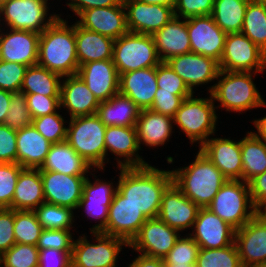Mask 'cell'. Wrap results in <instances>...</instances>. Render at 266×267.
I'll return each mask as SVG.
<instances>
[{"label":"cell","instance_id":"obj_1","mask_svg":"<svg viewBox=\"0 0 266 267\" xmlns=\"http://www.w3.org/2000/svg\"><path fill=\"white\" fill-rule=\"evenodd\" d=\"M116 169L119 170L117 191L147 219L157 218L162 195L173 182L171 170L159 169L152 164Z\"/></svg>","mask_w":266,"mask_h":267},{"label":"cell","instance_id":"obj_2","mask_svg":"<svg viewBox=\"0 0 266 267\" xmlns=\"http://www.w3.org/2000/svg\"><path fill=\"white\" fill-rule=\"evenodd\" d=\"M59 16L40 34L37 65L62 77L75 75L79 69L77 59L75 21L68 23Z\"/></svg>","mask_w":266,"mask_h":267},{"label":"cell","instance_id":"obj_3","mask_svg":"<svg viewBox=\"0 0 266 267\" xmlns=\"http://www.w3.org/2000/svg\"><path fill=\"white\" fill-rule=\"evenodd\" d=\"M192 162L171 170L174 184L200 208L207 207L228 180L200 150Z\"/></svg>","mask_w":266,"mask_h":267},{"label":"cell","instance_id":"obj_4","mask_svg":"<svg viewBox=\"0 0 266 267\" xmlns=\"http://www.w3.org/2000/svg\"><path fill=\"white\" fill-rule=\"evenodd\" d=\"M257 75L259 73L220 70L210 93L217 103V111L223 108L227 113L243 114L256 108H266V100L254 83Z\"/></svg>","mask_w":266,"mask_h":267},{"label":"cell","instance_id":"obj_5","mask_svg":"<svg viewBox=\"0 0 266 267\" xmlns=\"http://www.w3.org/2000/svg\"><path fill=\"white\" fill-rule=\"evenodd\" d=\"M185 98L173 117L174 127L187 136L189 143L198 149L212 135H215L219 115L211 94L201 97L194 95ZM182 130V131H181Z\"/></svg>","mask_w":266,"mask_h":267},{"label":"cell","instance_id":"obj_6","mask_svg":"<svg viewBox=\"0 0 266 267\" xmlns=\"http://www.w3.org/2000/svg\"><path fill=\"white\" fill-rule=\"evenodd\" d=\"M106 128L96 114L68 121L66 141L93 169H106Z\"/></svg>","mask_w":266,"mask_h":267},{"label":"cell","instance_id":"obj_7","mask_svg":"<svg viewBox=\"0 0 266 267\" xmlns=\"http://www.w3.org/2000/svg\"><path fill=\"white\" fill-rule=\"evenodd\" d=\"M85 234L87 233L80 234L74 240L71 254L72 267L119 266V254L124 247H129L124 239L102 232H92L89 240Z\"/></svg>","mask_w":266,"mask_h":267},{"label":"cell","instance_id":"obj_8","mask_svg":"<svg viewBox=\"0 0 266 267\" xmlns=\"http://www.w3.org/2000/svg\"><path fill=\"white\" fill-rule=\"evenodd\" d=\"M207 208L235 230L258 213L251 199L249 184L242 180H227Z\"/></svg>","mask_w":266,"mask_h":267},{"label":"cell","instance_id":"obj_9","mask_svg":"<svg viewBox=\"0 0 266 267\" xmlns=\"http://www.w3.org/2000/svg\"><path fill=\"white\" fill-rule=\"evenodd\" d=\"M112 61L119 76L161 62L152 35L131 32L114 40Z\"/></svg>","mask_w":266,"mask_h":267},{"label":"cell","instance_id":"obj_10","mask_svg":"<svg viewBox=\"0 0 266 267\" xmlns=\"http://www.w3.org/2000/svg\"><path fill=\"white\" fill-rule=\"evenodd\" d=\"M50 0H8L0 9V27L41 34L58 16Z\"/></svg>","mask_w":266,"mask_h":267},{"label":"cell","instance_id":"obj_11","mask_svg":"<svg viewBox=\"0 0 266 267\" xmlns=\"http://www.w3.org/2000/svg\"><path fill=\"white\" fill-rule=\"evenodd\" d=\"M219 68L223 71L255 72L263 75L266 72V53L242 32L228 33Z\"/></svg>","mask_w":266,"mask_h":267},{"label":"cell","instance_id":"obj_12","mask_svg":"<svg viewBox=\"0 0 266 267\" xmlns=\"http://www.w3.org/2000/svg\"><path fill=\"white\" fill-rule=\"evenodd\" d=\"M166 62L183 79L193 93H196L197 87L207 86L208 84L213 85H208L207 93L212 92L220 71L219 63L213 58L190 52L174 56Z\"/></svg>","mask_w":266,"mask_h":267},{"label":"cell","instance_id":"obj_13","mask_svg":"<svg viewBox=\"0 0 266 267\" xmlns=\"http://www.w3.org/2000/svg\"><path fill=\"white\" fill-rule=\"evenodd\" d=\"M181 233L159 218L147 219L128 249L149 257L164 258L174 247Z\"/></svg>","mask_w":266,"mask_h":267},{"label":"cell","instance_id":"obj_14","mask_svg":"<svg viewBox=\"0 0 266 267\" xmlns=\"http://www.w3.org/2000/svg\"><path fill=\"white\" fill-rule=\"evenodd\" d=\"M106 164L110 162L109 154L114 156L116 168L144 167L150 163L140 154L135 126H109L105 135ZM110 152V153H108ZM108 157V158H107Z\"/></svg>","mask_w":266,"mask_h":267},{"label":"cell","instance_id":"obj_15","mask_svg":"<svg viewBox=\"0 0 266 267\" xmlns=\"http://www.w3.org/2000/svg\"><path fill=\"white\" fill-rule=\"evenodd\" d=\"M186 25L191 52L213 58L219 63L227 33L215 23L211 15L188 18Z\"/></svg>","mask_w":266,"mask_h":267},{"label":"cell","instance_id":"obj_16","mask_svg":"<svg viewBox=\"0 0 266 267\" xmlns=\"http://www.w3.org/2000/svg\"><path fill=\"white\" fill-rule=\"evenodd\" d=\"M234 242L243 267L266 264V218L258 212L235 231Z\"/></svg>","mask_w":266,"mask_h":267},{"label":"cell","instance_id":"obj_17","mask_svg":"<svg viewBox=\"0 0 266 267\" xmlns=\"http://www.w3.org/2000/svg\"><path fill=\"white\" fill-rule=\"evenodd\" d=\"M45 202L77 210L83 194V185L89 175H66L40 171Z\"/></svg>","mask_w":266,"mask_h":267},{"label":"cell","instance_id":"obj_18","mask_svg":"<svg viewBox=\"0 0 266 267\" xmlns=\"http://www.w3.org/2000/svg\"><path fill=\"white\" fill-rule=\"evenodd\" d=\"M200 207L172 182L162 195L157 218L181 232L192 229Z\"/></svg>","mask_w":266,"mask_h":267},{"label":"cell","instance_id":"obj_19","mask_svg":"<svg viewBox=\"0 0 266 267\" xmlns=\"http://www.w3.org/2000/svg\"><path fill=\"white\" fill-rule=\"evenodd\" d=\"M235 229L207 207H201L188 233L200 248L214 249L234 243Z\"/></svg>","mask_w":266,"mask_h":267},{"label":"cell","instance_id":"obj_20","mask_svg":"<svg viewBox=\"0 0 266 267\" xmlns=\"http://www.w3.org/2000/svg\"><path fill=\"white\" fill-rule=\"evenodd\" d=\"M126 9L127 28L131 33L153 35L174 16V8L147 4L139 0H123Z\"/></svg>","mask_w":266,"mask_h":267},{"label":"cell","instance_id":"obj_21","mask_svg":"<svg viewBox=\"0 0 266 267\" xmlns=\"http://www.w3.org/2000/svg\"><path fill=\"white\" fill-rule=\"evenodd\" d=\"M146 220L141 210L117 191L109 207L106 227L102 233L122 238L129 244Z\"/></svg>","mask_w":266,"mask_h":267},{"label":"cell","instance_id":"obj_22","mask_svg":"<svg viewBox=\"0 0 266 267\" xmlns=\"http://www.w3.org/2000/svg\"><path fill=\"white\" fill-rule=\"evenodd\" d=\"M39 38L35 32L0 27V60L37 65Z\"/></svg>","mask_w":266,"mask_h":267},{"label":"cell","instance_id":"obj_23","mask_svg":"<svg viewBox=\"0 0 266 267\" xmlns=\"http://www.w3.org/2000/svg\"><path fill=\"white\" fill-rule=\"evenodd\" d=\"M213 136L216 135L210 136L199 150L228 180H242L241 139Z\"/></svg>","mask_w":266,"mask_h":267},{"label":"cell","instance_id":"obj_24","mask_svg":"<svg viewBox=\"0 0 266 267\" xmlns=\"http://www.w3.org/2000/svg\"><path fill=\"white\" fill-rule=\"evenodd\" d=\"M76 23L84 29L118 39L127 34L126 9L123 1L111 7H96L82 11Z\"/></svg>","mask_w":266,"mask_h":267},{"label":"cell","instance_id":"obj_25","mask_svg":"<svg viewBox=\"0 0 266 267\" xmlns=\"http://www.w3.org/2000/svg\"><path fill=\"white\" fill-rule=\"evenodd\" d=\"M99 104L98 99L88 89L78 74L64 76L62 78L60 109L68 113V119L94 115L97 112Z\"/></svg>","mask_w":266,"mask_h":267},{"label":"cell","instance_id":"obj_26","mask_svg":"<svg viewBox=\"0 0 266 267\" xmlns=\"http://www.w3.org/2000/svg\"><path fill=\"white\" fill-rule=\"evenodd\" d=\"M77 74L99 102L119 93L120 76L112 59L85 63L79 66Z\"/></svg>","mask_w":266,"mask_h":267},{"label":"cell","instance_id":"obj_27","mask_svg":"<svg viewBox=\"0 0 266 267\" xmlns=\"http://www.w3.org/2000/svg\"><path fill=\"white\" fill-rule=\"evenodd\" d=\"M157 89L156 67L138 69L120 75L119 93L130 98L141 110L152 106Z\"/></svg>","mask_w":266,"mask_h":267},{"label":"cell","instance_id":"obj_28","mask_svg":"<svg viewBox=\"0 0 266 267\" xmlns=\"http://www.w3.org/2000/svg\"><path fill=\"white\" fill-rule=\"evenodd\" d=\"M136 131L140 151L142 146L157 148L167 146L175 131L173 118L156 113L150 109H143L136 121Z\"/></svg>","mask_w":266,"mask_h":267},{"label":"cell","instance_id":"obj_29","mask_svg":"<svg viewBox=\"0 0 266 267\" xmlns=\"http://www.w3.org/2000/svg\"><path fill=\"white\" fill-rule=\"evenodd\" d=\"M152 37L161 62L191 52L186 19L174 16Z\"/></svg>","mask_w":266,"mask_h":267},{"label":"cell","instance_id":"obj_30","mask_svg":"<svg viewBox=\"0 0 266 267\" xmlns=\"http://www.w3.org/2000/svg\"><path fill=\"white\" fill-rule=\"evenodd\" d=\"M17 163L23 168L40 169L52 143L31 124L17 130Z\"/></svg>","mask_w":266,"mask_h":267},{"label":"cell","instance_id":"obj_31","mask_svg":"<svg viewBox=\"0 0 266 267\" xmlns=\"http://www.w3.org/2000/svg\"><path fill=\"white\" fill-rule=\"evenodd\" d=\"M93 167L65 140L53 143L40 171H53L66 175H88Z\"/></svg>","mask_w":266,"mask_h":267},{"label":"cell","instance_id":"obj_32","mask_svg":"<svg viewBox=\"0 0 266 267\" xmlns=\"http://www.w3.org/2000/svg\"><path fill=\"white\" fill-rule=\"evenodd\" d=\"M75 39L79 66L112 59L113 38L84 29L75 22Z\"/></svg>","mask_w":266,"mask_h":267},{"label":"cell","instance_id":"obj_33","mask_svg":"<svg viewBox=\"0 0 266 267\" xmlns=\"http://www.w3.org/2000/svg\"><path fill=\"white\" fill-rule=\"evenodd\" d=\"M45 202L39 169L23 168L17 180L12 200L14 210H35Z\"/></svg>","mask_w":266,"mask_h":267},{"label":"cell","instance_id":"obj_34","mask_svg":"<svg viewBox=\"0 0 266 267\" xmlns=\"http://www.w3.org/2000/svg\"><path fill=\"white\" fill-rule=\"evenodd\" d=\"M141 109L128 97L120 93L100 102L96 115L109 126H135Z\"/></svg>","mask_w":266,"mask_h":267},{"label":"cell","instance_id":"obj_35","mask_svg":"<svg viewBox=\"0 0 266 267\" xmlns=\"http://www.w3.org/2000/svg\"><path fill=\"white\" fill-rule=\"evenodd\" d=\"M242 181L249 182L266 171V143L247 131L241 139Z\"/></svg>","mask_w":266,"mask_h":267},{"label":"cell","instance_id":"obj_36","mask_svg":"<svg viewBox=\"0 0 266 267\" xmlns=\"http://www.w3.org/2000/svg\"><path fill=\"white\" fill-rule=\"evenodd\" d=\"M62 76L39 65L26 70L20 91L25 94L60 96Z\"/></svg>","mask_w":266,"mask_h":267},{"label":"cell","instance_id":"obj_37","mask_svg":"<svg viewBox=\"0 0 266 267\" xmlns=\"http://www.w3.org/2000/svg\"><path fill=\"white\" fill-rule=\"evenodd\" d=\"M250 0H215L212 18L225 33L241 32Z\"/></svg>","mask_w":266,"mask_h":267},{"label":"cell","instance_id":"obj_38","mask_svg":"<svg viewBox=\"0 0 266 267\" xmlns=\"http://www.w3.org/2000/svg\"><path fill=\"white\" fill-rule=\"evenodd\" d=\"M241 32L266 53V1H249Z\"/></svg>","mask_w":266,"mask_h":267},{"label":"cell","instance_id":"obj_39","mask_svg":"<svg viewBox=\"0 0 266 267\" xmlns=\"http://www.w3.org/2000/svg\"><path fill=\"white\" fill-rule=\"evenodd\" d=\"M98 170L101 172L103 171L102 173L105 171V169H92V171H90L89 174L94 176L93 179L95 180L91 181L92 179L87 176L83 185V194L79 204L106 205L109 208L117 192L118 181L116 183L113 182L116 176L111 178L112 181H106L103 178L101 179V177L99 179L98 176L95 175Z\"/></svg>","mask_w":266,"mask_h":267},{"label":"cell","instance_id":"obj_40","mask_svg":"<svg viewBox=\"0 0 266 267\" xmlns=\"http://www.w3.org/2000/svg\"><path fill=\"white\" fill-rule=\"evenodd\" d=\"M69 207L58 206L48 202L42 203L34 210L39 223L47 230H74L76 212ZM73 229V230H72Z\"/></svg>","mask_w":266,"mask_h":267},{"label":"cell","instance_id":"obj_41","mask_svg":"<svg viewBox=\"0 0 266 267\" xmlns=\"http://www.w3.org/2000/svg\"><path fill=\"white\" fill-rule=\"evenodd\" d=\"M42 230V225L34 210H14L16 243L37 246Z\"/></svg>","mask_w":266,"mask_h":267},{"label":"cell","instance_id":"obj_42","mask_svg":"<svg viewBox=\"0 0 266 267\" xmlns=\"http://www.w3.org/2000/svg\"><path fill=\"white\" fill-rule=\"evenodd\" d=\"M196 267H243V265L234 242L223 248H200Z\"/></svg>","mask_w":266,"mask_h":267},{"label":"cell","instance_id":"obj_43","mask_svg":"<svg viewBox=\"0 0 266 267\" xmlns=\"http://www.w3.org/2000/svg\"><path fill=\"white\" fill-rule=\"evenodd\" d=\"M59 108L56 112L32 119V125L40 134H42L48 141L59 143L67 139V125L68 117L60 114Z\"/></svg>","mask_w":266,"mask_h":267},{"label":"cell","instance_id":"obj_44","mask_svg":"<svg viewBox=\"0 0 266 267\" xmlns=\"http://www.w3.org/2000/svg\"><path fill=\"white\" fill-rule=\"evenodd\" d=\"M38 257L37 246L15 243L0 255V267H38Z\"/></svg>","mask_w":266,"mask_h":267},{"label":"cell","instance_id":"obj_45","mask_svg":"<svg viewBox=\"0 0 266 267\" xmlns=\"http://www.w3.org/2000/svg\"><path fill=\"white\" fill-rule=\"evenodd\" d=\"M183 235L163 258L166 265L196 264L200 247L189 234Z\"/></svg>","mask_w":266,"mask_h":267},{"label":"cell","instance_id":"obj_46","mask_svg":"<svg viewBox=\"0 0 266 267\" xmlns=\"http://www.w3.org/2000/svg\"><path fill=\"white\" fill-rule=\"evenodd\" d=\"M156 92H172L174 95H192L183 79L169 66L167 62H160L156 66Z\"/></svg>","mask_w":266,"mask_h":267},{"label":"cell","instance_id":"obj_47","mask_svg":"<svg viewBox=\"0 0 266 267\" xmlns=\"http://www.w3.org/2000/svg\"><path fill=\"white\" fill-rule=\"evenodd\" d=\"M3 124L15 130L32 124L25 93L19 91L11 94V102Z\"/></svg>","mask_w":266,"mask_h":267},{"label":"cell","instance_id":"obj_48","mask_svg":"<svg viewBox=\"0 0 266 267\" xmlns=\"http://www.w3.org/2000/svg\"><path fill=\"white\" fill-rule=\"evenodd\" d=\"M18 163H0V208L12 209V200L20 171Z\"/></svg>","mask_w":266,"mask_h":267},{"label":"cell","instance_id":"obj_49","mask_svg":"<svg viewBox=\"0 0 266 267\" xmlns=\"http://www.w3.org/2000/svg\"><path fill=\"white\" fill-rule=\"evenodd\" d=\"M28 66L0 60V89L19 92Z\"/></svg>","mask_w":266,"mask_h":267},{"label":"cell","instance_id":"obj_50","mask_svg":"<svg viewBox=\"0 0 266 267\" xmlns=\"http://www.w3.org/2000/svg\"><path fill=\"white\" fill-rule=\"evenodd\" d=\"M71 230H47L43 229L39 237L38 249L53 248L62 251H72L74 236Z\"/></svg>","mask_w":266,"mask_h":267},{"label":"cell","instance_id":"obj_51","mask_svg":"<svg viewBox=\"0 0 266 267\" xmlns=\"http://www.w3.org/2000/svg\"><path fill=\"white\" fill-rule=\"evenodd\" d=\"M26 101L32 119L54 113L60 108V96L26 94Z\"/></svg>","mask_w":266,"mask_h":267},{"label":"cell","instance_id":"obj_52","mask_svg":"<svg viewBox=\"0 0 266 267\" xmlns=\"http://www.w3.org/2000/svg\"><path fill=\"white\" fill-rule=\"evenodd\" d=\"M214 2L215 0H176L174 14L183 19L211 15Z\"/></svg>","mask_w":266,"mask_h":267},{"label":"cell","instance_id":"obj_53","mask_svg":"<svg viewBox=\"0 0 266 267\" xmlns=\"http://www.w3.org/2000/svg\"><path fill=\"white\" fill-rule=\"evenodd\" d=\"M191 95H174L172 92H156L151 111L174 117L182 101Z\"/></svg>","mask_w":266,"mask_h":267},{"label":"cell","instance_id":"obj_54","mask_svg":"<svg viewBox=\"0 0 266 267\" xmlns=\"http://www.w3.org/2000/svg\"><path fill=\"white\" fill-rule=\"evenodd\" d=\"M17 130L0 124V163H17Z\"/></svg>","mask_w":266,"mask_h":267},{"label":"cell","instance_id":"obj_55","mask_svg":"<svg viewBox=\"0 0 266 267\" xmlns=\"http://www.w3.org/2000/svg\"><path fill=\"white\" fill-rule=\"evenodd\" d=\"M15 243L14 209L0 208V255Z\"/></svg>","mask_w":266,"mask_h":267},{"label":"cell","instance_id":"obj_56","mask_svg":"<svg viewBox=\"0 0 266 267\" xmlns=\"http://www.w3.org/2000/svg\"><path fill=\"white\" fill-rule=\"evenodd\" d=\"M71 254L72 251L39 249L38 267H72Z\"/></svg>","mask_w":266,"mask_h":267},{"label":"cell","instance_id":"obj_57","mask_svg":"<svg viewBox=\"0 0 266 267\" xmlns=\"http://www.w3.org/2000/svg\"><path fill=\"white\" fill-rule=\"evenodd\" d=\"M79 209V210H78ZM86 213L87 219L96 221L89 228L90 233L92 232H103L106 227V222L108 219L109 208L106 205H96V204H79L77 211L79 213L82 210Z\"/></svg>","mask_w":266,"mask_h":267},{"label":"cell","instance_id":"obj_58","mask_svg":"<svg viewBox=\"0 0 266 267\" xmlns=\"http://www.w3.org/2000/svg\"><path fill=\"white\" fill-rule=\"evenodd\" d=\"M248 184L253 205L260 212L266 207V171L255 176Z\"/></svg>","mask_w":266,"mask_h":267},{"label":"cell","instance_id":"obj_59","mask_svg":"<svg viewBox=\"0 0 266 267\" xmlns=\"http://www.w3.org/2000/svg\"><path fill=\"white\" fill-rule=\"evenodd\" d=\"M66 5L77 17L82 11L96 7H111L119 5L123 0H67Z\"/></svg>","mask_w":266,"mask_h":267},{"label":"cell","instance_id":"obj_60","mask_svg":"<svg viewBox=\"0 0 266 267\" xmlns=\"http://www.w3.org/2000/svg\"><path fill=\"white\" fill-rule=\"evenodd\" d=\"M132 262L126 263L125 267H167L163 258L149 257L137 253Z\"/></svg>","mask_w":266,"mask_h":267},{"label":"cell","instance_id":"obj_61","mask_svg":"<svg viewBox=\"0 0 266 267\" xmlns=\"http://www.w3.org/2000/svg\"><path fill=\"white\" fill-rule=\"evenodd\" d=\"M250 123H253L255 130L250 132L258 139L266 143V115L264 117L253 119Z\"/></svg>","mask_w":266,"mask_h":267},{"label":"cell","instance_id":"obj_62","mask_svg":"<svg viewBox=\"0 0 266 267\" xmlns=\"http://www.w3.org/2000/svg\"><path fill=\"white\" fill-rule=\"evenodd\" d=\"M12 92L0 89V124L4 123L11 102Z\"/></svg>","mask_w":266,"mask_h":267},{"label":"cell","instance_id":"obj_63","mask_svg":"<svg viewBox=\"0 0 266 267\" xmlns=\"http://www.w3.org/2000/svg\"><path fill=\"white\" fill-rule=\"evenodd\" d=\"M143 3L147 4H158V5H163V6H170V7H175L176 0H139Z\"/></svg>","mask_w":266,"mask_h":267},{"label":"cell","instance_id":"obj_64","mask_svg":"<svg viewBox=\"0 0 266 267\" xmlns=\"http://www.w3.org/2000/svg\"><path fill=\"white\" fill-rule=\"evenodd\" d=\"M167 267H196V264H185V265H166Z\"/></svg>","mask_w":266,"mask_h":267},{"label":"cell","instance_id":"obj_65","mask_svg":"<svg viewBox=\"0 0 266 267\" xmlns=\"http://www.w3.org/2000/svg\"><path fill=\"white\" fill-rule=\"evenodd\" d=\"M260 213L266 218V207L262 209Z\"/></svg>","mask_w":266,"mask_h":267},{"label":"cell","instance_id":"obj_66","mask_svg":"<svg viewBox=\"0 0 266 267\" xmlns=\"http://www.w3.org/2000/svg\"><path fill=\"white\" fill-rule=\"evenodd\" d=\"M8 1V0H0V9L2 8V6L4 5V3Z\"/></svg>","mask_w":266,"mask_h":267},{"label":"cell","instance_id":"obj_67","mask_svg":"<svg viewBox=\"0 0 266 267\" xmlns=\"http://www.w3.org/2000/svg\"><path fill=\"white\" fill-rule=\"evenodd\" d=\"M252 267H266V264H262V265H255V266H252Z\"/></svg>","mask_w":266,"mask_h":267}]
</instances>
